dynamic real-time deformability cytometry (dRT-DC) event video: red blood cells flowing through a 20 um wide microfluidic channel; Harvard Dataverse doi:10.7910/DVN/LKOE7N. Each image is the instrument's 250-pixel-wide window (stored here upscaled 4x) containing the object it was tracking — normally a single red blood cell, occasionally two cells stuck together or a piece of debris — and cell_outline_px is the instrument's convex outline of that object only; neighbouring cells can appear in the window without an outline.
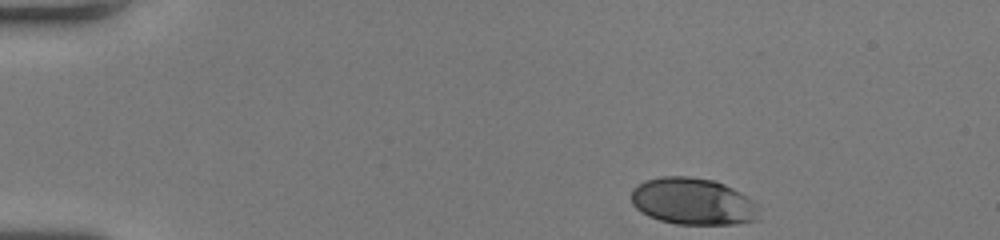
{"species": "human", "species_latin": "Homo sapiens", "temperature_condition": "room temperature", "stored_images_in_passage": 39, "camera_frame_rate_fps": 3000, "um_per_image_px": 0.085, "donor": {"sex": "female"}, "frame": {"image": 1, "passage_image": 1, "time_ms": 0.0, "image_size_px": [1000, 240], "cell_outline_px": [[760, 220], [736, 224], [676, 224], [660, 220], [648, 216], [640, 212], [632, 204], [632, 188], [636, 184], [644, 180], [660, 176], [688, 176], [712, 180], [724, 184], [740, 192], [752, 200], [756, 208]], "centroid_in_image_um": [58.86, 17.12], "position_along_channel_um": 26.1, "area_um2": 35.03}}
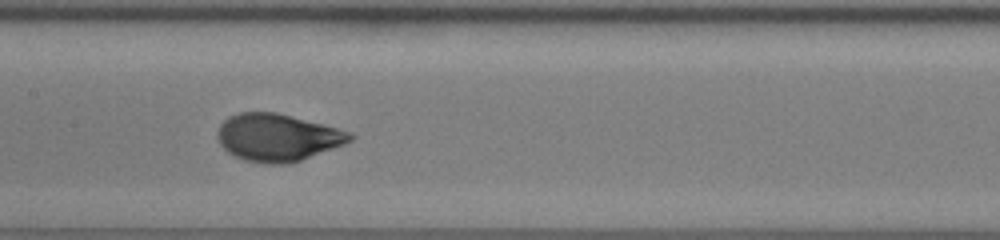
{"frame": {"image": 2, "passage_image": 20, "time_ms": 6.333, "image_size_px": [1000, 240], "cell_outline_px": [[356, 136], [352, 140], [344, 144], [300, 160], [288, 164], [268, 164], [244, 160], [228, 152], [220, 144], [216, 136], [216, 132], [220, 124], [228, 116], [240, 112], [276, 112], [352, 132]], "centroid_in_image_um": [23.56, 11.68], "position_along_channel_um": 183.8, "area_um2": 36.47}}
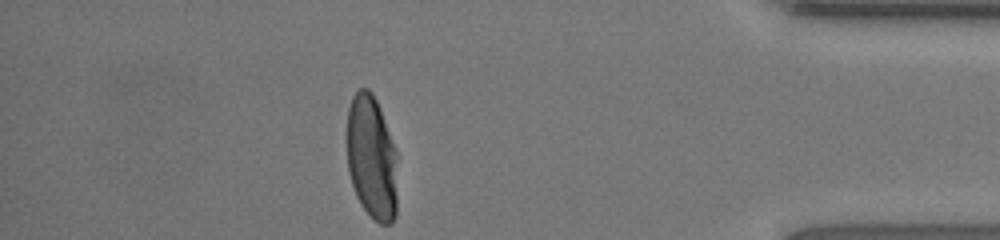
{"frame": {"image": 3, "passage_image": 39, "time_ms": 12.667, "image_size_px": [1000, 240], "cell_outline_px": [[396, 216], [392, 224], [380, 224], [360, 204], [356, 196], [348, 172], [348, 108], [352, 96], [360, 88], [368, 88], [372, 92], [380, 108], [396, 152]], "centroid_in_image_um": [31.59, 13.4], "position_along_channel_um": 403.6, "area_um2": 36.36}, "authors_computed_cell_mechanics": {"area_um2": 36.2984, "velocity_mm_per_s": 4.0375, "shape_relaxation_time_tau1_ms": 3.156, "shape_relaxation_time_tau2_ms": null, "deformation_change_tau1": 0.182, "deformation_change_tau2": null}}